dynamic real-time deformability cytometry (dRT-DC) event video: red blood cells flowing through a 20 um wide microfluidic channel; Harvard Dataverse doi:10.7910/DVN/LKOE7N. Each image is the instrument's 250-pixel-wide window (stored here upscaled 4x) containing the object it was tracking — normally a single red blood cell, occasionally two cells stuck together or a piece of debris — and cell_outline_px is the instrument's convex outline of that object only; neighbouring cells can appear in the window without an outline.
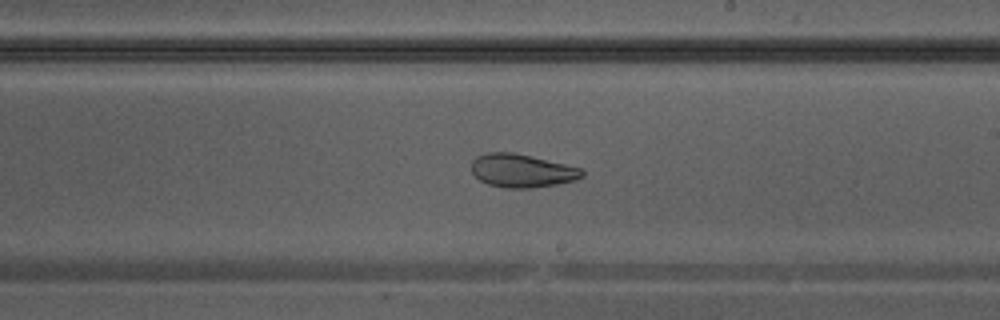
{"species": "Egyptian fruit bat (a non-hibernating species)", "species_latin": "Rousettus aegyptiacus", "temperature_condition": "warm", "stored_images_in_passage": 22, "camera_frame_rate_fps": 3000, "um_per_image_px": 0.085, "animal": {"sex": "male"}, "frame": {"image": 1, "passage_image": 12, "time_ms": 3.667, "image_size_px": [1000, 320], "cell_outline_px": [[584, 176], [576, 180], [556, 184], [532, 188], [504, 188], [488, 184], [480, 180], [472, 172], [472, 160], [476, 156], [488, 152], [512, 152], [564, 164], [580, 168], [584, 172]], "centroid_in_image_um": [44.34, 14.51], "position_along_channel_um": 244.7, "area_um2": 21.33}}